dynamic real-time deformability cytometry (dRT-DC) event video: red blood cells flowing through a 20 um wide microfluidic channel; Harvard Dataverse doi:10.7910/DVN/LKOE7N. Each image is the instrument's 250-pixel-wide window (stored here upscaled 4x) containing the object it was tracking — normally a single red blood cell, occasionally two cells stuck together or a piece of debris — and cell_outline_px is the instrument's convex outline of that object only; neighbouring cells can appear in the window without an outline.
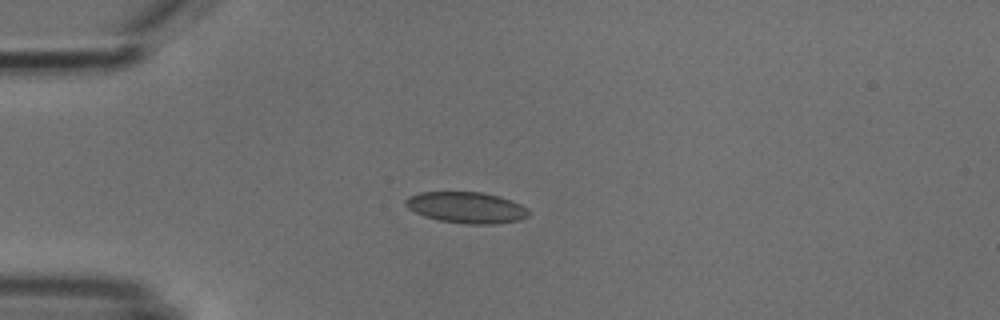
{"species": "common noctule bat (a hibernating species)", "species_latin": "Nyctalus noctula", "temperature_condition": "cold", "stored_images_in_passage": 3, "camera_frame_rate_fps": 3000, "um_per_image_px": 0.085, "animal": {"sex": "male", "body_mass_g": 18.8}, "frame": {"image": 1, "passage_image": 3, "time_ms": 2.333, "image_size_px": [1000, 320], "cell_outline_px": [[528, 216], [520, 220], [496, 224], [464, 224], [440, 220], [424, 216], [408, 208], [404, 204], [404, 200], [408, 196], [420, 192], [480, 192], [500, 196], [520, 204], [528, 208]], "centroid_in_image_um": [39.64, 17.64], "position_along_channel_um": 45.4, "area_um2": 22.43}}